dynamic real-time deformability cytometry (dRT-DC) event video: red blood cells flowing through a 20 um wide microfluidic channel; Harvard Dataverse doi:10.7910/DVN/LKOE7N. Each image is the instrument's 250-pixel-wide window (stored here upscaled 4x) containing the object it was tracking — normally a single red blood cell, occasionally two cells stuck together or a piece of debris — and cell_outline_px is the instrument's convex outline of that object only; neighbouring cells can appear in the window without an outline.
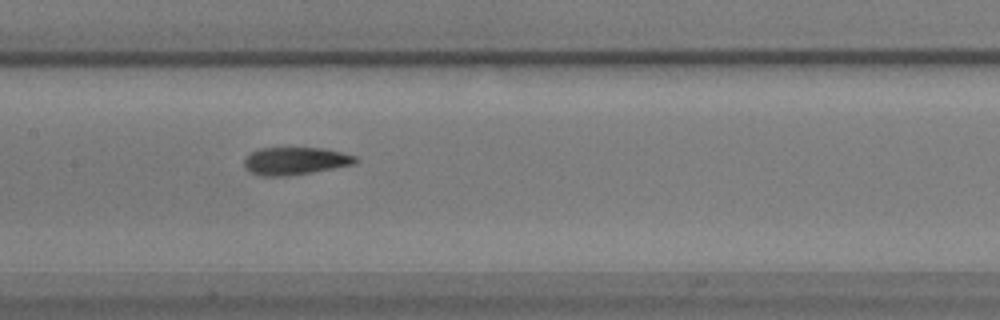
{"species": "common noctule bat (a hibernating species)", "species_latin": "Nyctalus noctula", "temperature_condition": "warm", "stored_images_in_passage": 13, "camera_frame_rate_fps": 3000, "um_per_image_px": 0.085, "animal": {"sex": "male", "body_mass_g": 17.9}, "frame": {"image": 1, "passage_image": 12, "time_ms": 3.667, "image_size_px": [1000, 320], "cell_outline_px": [[360, 160], [356, 164], [312, 172], [288, 176], [260, 176], [248, 172], [244, 168], [244, 160], [252, 152], [260, 148], [324, 148], [356, 156]], "centroid_in_image_um": [25.1, 13.69], "position_along_channel_um": 182.3, "area_um2": 18.03}}